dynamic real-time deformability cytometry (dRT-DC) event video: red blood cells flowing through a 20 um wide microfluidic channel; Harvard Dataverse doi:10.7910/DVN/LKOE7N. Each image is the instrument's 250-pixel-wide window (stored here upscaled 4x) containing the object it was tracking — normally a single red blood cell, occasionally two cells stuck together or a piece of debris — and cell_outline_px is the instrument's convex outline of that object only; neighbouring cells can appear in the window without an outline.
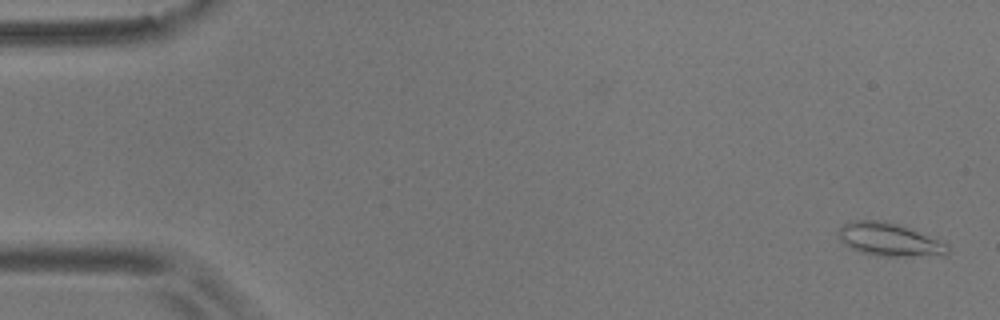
{"species": "common noctule bat (a hibernating species)", "species_latin": "Nyctalus noctula", "temperature_condition": "room temperature", "stored_images_in_passage": 56, "camera_frame_rate_fps": 3000, "um_per_image_px": 0.085, "animal": {"sex": "male", "body_mass_g": 17.9}, "frame": {"image": 1, "passage_image": 2, "time_ms": 0.333, "image_size_px": [1000, 320], "cell_outline_px": [[948, 252], [944, 256], [876, 256], [860, 252], [844, 244], [840, 240], [836, 232], [844, 224], [852, 220], [884, 220], [900, 224], [944, 240], [948, 244]], "centroid_in_image_um": [75.64, 20.36], "position_along_channel_um": 9.4, "area_um2": 21.68}}
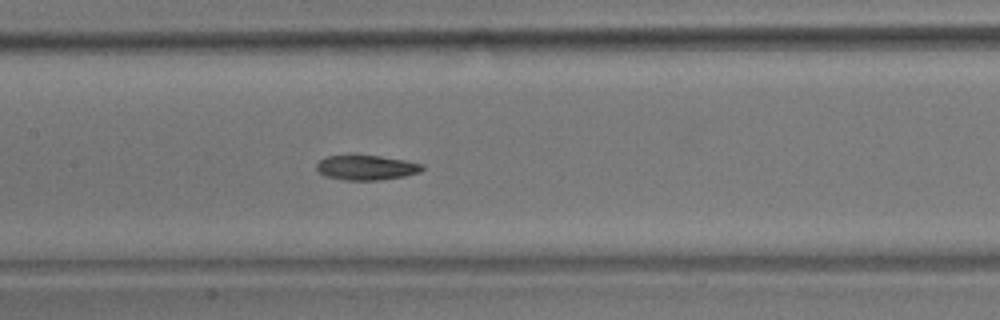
{"frame": {"image": 2, "passage_image": 27, "time_ms": 8.667, "image_size_px": [1000, 320], "cell_outline_px": [[424, 168], [420, 172], [404, 176], [380, 180], [344, 180], [324, 176], [316, 168], [316, 164], [320, 160], [328, 156], [352, 152], [380, 156], [404, 160], [424, 164]], "centroid_in_image_um": [31.1, 14.2], "position_along_channel_um": 176.3, "area_um2": 15.9}}
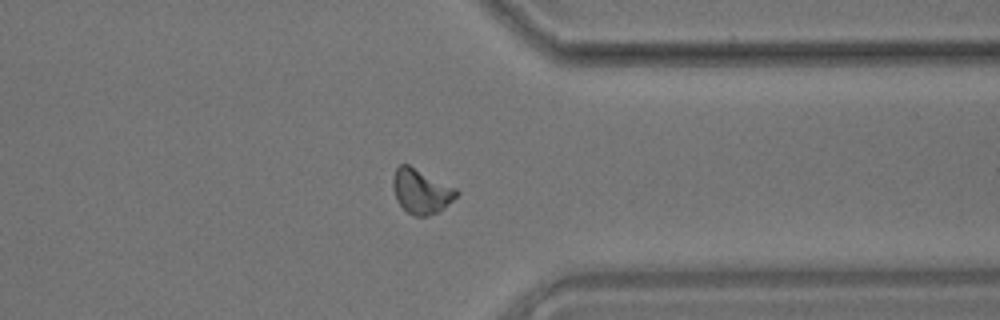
{"frame": {"image": 3, "passage_image": 44, "time_ms": 14.333, "image_size_px": [1000, 320], "cell_outline_px": [[460, 192], [444, 208], [428, 216], [416, 216], [408, 212], [396, 200], [392, 184], [392, 176], [396, 168], [400, 164], [408, 164], [456, 188]], "centroid_in_image_um": [35.78, 16.25], "position_along_channel_um": 375.6, "area_um2": 16.36}, "authors_computed_cell_mechanics": {"area_um2": 15.9528, "velocity_mm_per_s": 3.5962, "shape_relaxation_time_tau1_ms": 4.0638, "shape_relaxation_time_tau2_ms": 5.3928, "deformation_change_tau1": 0.1431, "deformation_change_tau2": 0.1009}}